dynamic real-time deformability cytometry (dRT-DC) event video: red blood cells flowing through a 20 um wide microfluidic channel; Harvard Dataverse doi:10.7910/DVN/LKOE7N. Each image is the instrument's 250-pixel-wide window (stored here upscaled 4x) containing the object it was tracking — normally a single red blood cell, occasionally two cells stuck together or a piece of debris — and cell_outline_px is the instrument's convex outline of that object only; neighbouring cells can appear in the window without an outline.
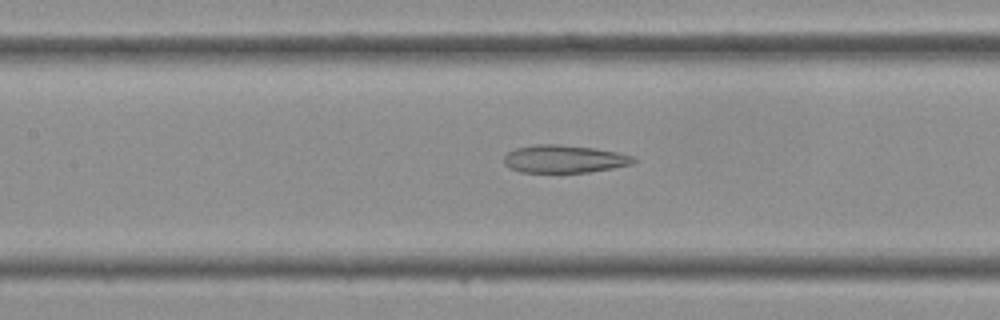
{"species": "Egyptian fruit bat (a non-hibernating species)", "species_latin": "Rousettus aegyptiacus", "temperature_condition": "cold", "stored_images_in_passage": 38, "camera_frame_rate_fps": 3000, "um_per_image_px": 0.085, "frame": {"image": 1, "passage_image": 16, "time_ms": 5.0, "image_size_px": [1000, 320], "cell_outline_px": [[636, 160], [632, 164], [612, 168], [588, 172], [520, 172], [508, 168], [504, 164], [504, 156], [508, 152], [516, 148], [536, 144], [560, 144], [592, 148], [616, 152], [636, 156]], "centroid_in_image_um": [47.94, 13.51], "position_along_channel_um": 159.5, "area_um2": 20.98}}
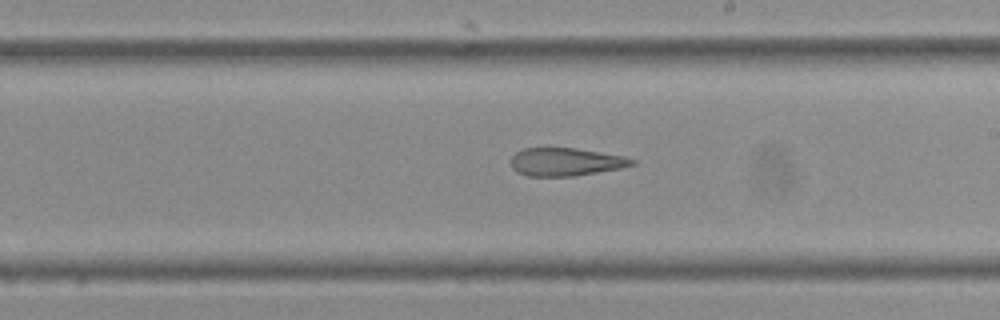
{"frame": {"image": 2, "passage_image": 21, "time_ms": 6.667, "image_size_px": [1000, 320], "cell_outline_px": [[636, 164], [620, 168], [572, 176], [528, 176], [516, 172], [512, 168], [512, 156], [516, 152], [524, 148], [576, 148], [624, 156], [636, 160]], "centroid_in_image_um": [48.08, 13.76], "position_along_channel_um": 240.9, "area_um2": 19.65}}
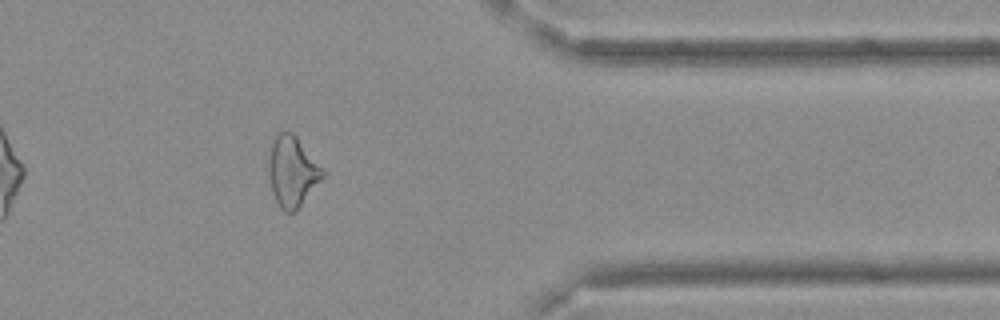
{"frame": {"image": 3, "passage_image": 31, "time_ms": 10.0, "image_size_px": [1000, 320], "cell_outline_px": [[324, 176], [300, 204], [292, 212], [284, 212], [280, 208], [272, 192], [268, 172], [268, 152], [272, 140], [276, 132], [284, 128], [292, 132], [296, 136], [324, 172]], "centroid_in_image_um": [24.77, 14.5], "position_along_channel_um": 386.6, "area_um2": 21.91}}